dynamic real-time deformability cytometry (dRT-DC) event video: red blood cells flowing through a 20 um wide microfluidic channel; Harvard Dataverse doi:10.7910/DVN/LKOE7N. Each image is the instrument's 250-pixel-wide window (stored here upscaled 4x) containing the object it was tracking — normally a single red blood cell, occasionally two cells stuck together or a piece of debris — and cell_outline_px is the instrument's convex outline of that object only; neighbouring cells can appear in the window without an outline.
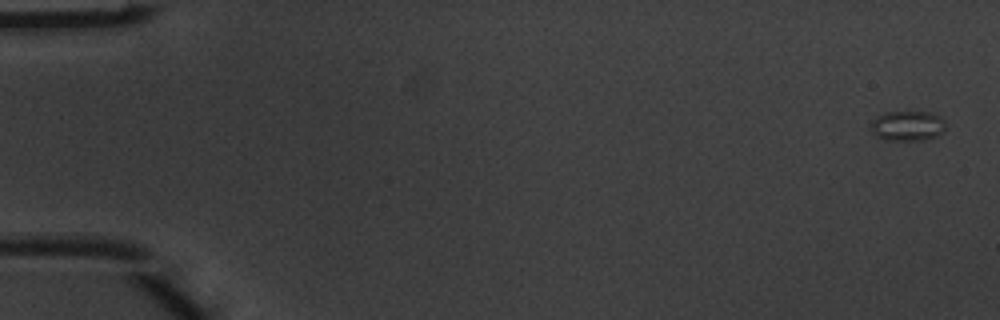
{"species": "common noctule bat (a hibernating species)", "species_latin": "Nyctalus noctula", "temperature_condition": "warm", "stored_images_in_passage": 4, "camera_frame_rate_fps": 3000, "um_per_image_px": 0.085, "animal": {"sex": "male", "body_mass_g": 20.1, "forearm_length_mm": 53.5}, "frame": {"image": 1, "passage_image": 1, "time_ms": 0.0, "image_size_px": [1000, 320], "cell_outline_px": [[944, 132], [936, 136], [924, 140], [884, 140], [876, 136], [868, 128], [872, 120], [876, 116], [884, 112], [932, 112], [940, 116], [944, 120]], "centroid_in_image_um": [77.1, 10.69], "position_along_channel_um": 7.9, "area_um2": 13.35}}